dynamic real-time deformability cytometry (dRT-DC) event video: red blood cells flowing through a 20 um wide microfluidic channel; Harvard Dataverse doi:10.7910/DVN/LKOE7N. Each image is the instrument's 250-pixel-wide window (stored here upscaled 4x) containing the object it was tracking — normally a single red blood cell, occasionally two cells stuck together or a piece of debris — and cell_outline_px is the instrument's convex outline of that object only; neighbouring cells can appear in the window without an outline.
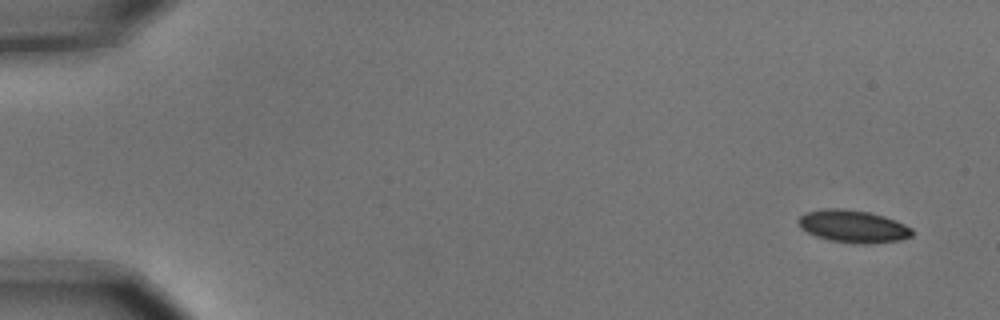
{"species": "common noctule bat (a hibernating species)", "species_latin": "Nyctalus noctula", "temperature_condition": "cold", "stored_images_in_passage": 5, "camera_frame_rate_fps": 3000, "um_per_image_px": 0.085, "animal": {"sex": "male", "body_mass_g": 15.6}, "frame": {"image": 1, "passage_image": 1, "time_ms": 0.0, "image_size_px": [1000, 320], "cell_outline_px": [[912, 236], [900, 240], [868, 244], [860, 244], [828, 240], [816, 236], [800, 228], [796, 220], [804, 212], [824, 208], [840, 208], [868, 212], [884, 216], [896, 220], [912, 228]], "centroid_in_image_um": [72.48, 19.23], "position_along_channel_um": 12.5, "area_um2": 21.68}}
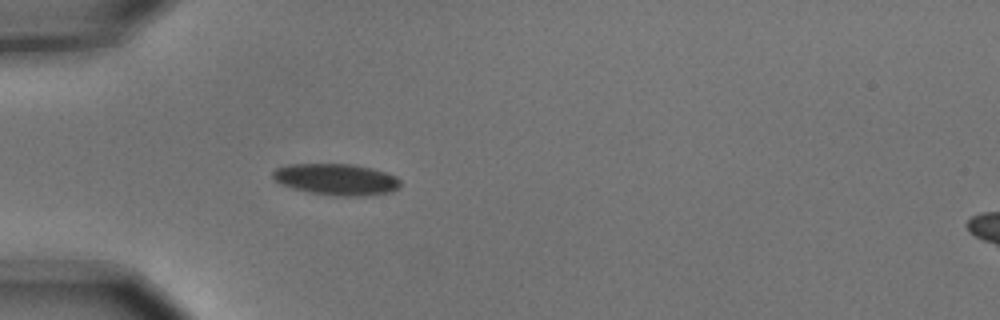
{"frame": {"image": 2, "passage_image": 5, "time_ms": 1.333, "image_size_px": [1000, 320], "cell_outline_px": [[400, 188], [392, 192], [364, 196], [332, 196], [292, 188], [280, 184], [272, 176], [272, 172], [276, 168], [288, 164], [352, 164], [372, 168], [396, 176], [400, 180]], "centroid_in_image_um": [28.61, 15.25], "position_along_channel_um": 56.4, "area_um2": 23.47}}